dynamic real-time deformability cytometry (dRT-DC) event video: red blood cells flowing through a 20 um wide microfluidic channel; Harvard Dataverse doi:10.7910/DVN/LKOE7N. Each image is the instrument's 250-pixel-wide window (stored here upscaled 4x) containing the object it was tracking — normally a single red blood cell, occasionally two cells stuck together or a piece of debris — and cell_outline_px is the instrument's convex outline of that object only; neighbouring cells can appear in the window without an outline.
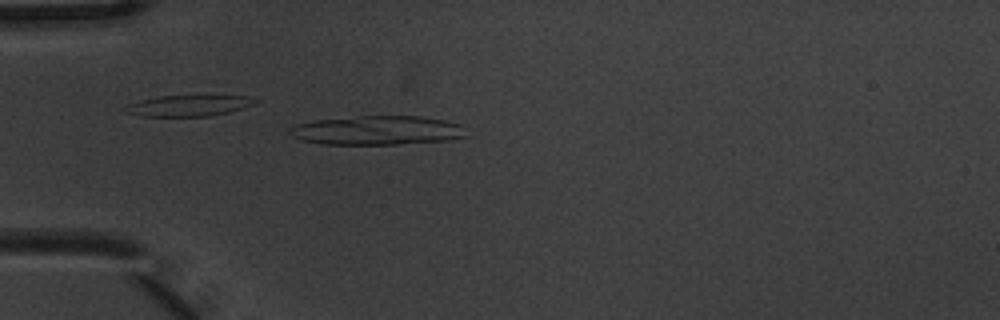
{"species": "common noctule bat (a hibernating species)", "species_latin": "Nyctalus noctula", "temperature_condition": "warm", "stored_images_in_passage": 3, "camera_frame_rate_fps": 3000, "um_per_image_px": 0.085, "animal": {"sex": "male", "body_mass_g": 20.1, "forearm_length_mm": 53.5}, "frame": {"image": 1, "passage_image": 3, "time_ms": 0.667, "image_size_px": [1000, 320], "cell_outline_px": [[468, 136], [452, 140], [396, 144], [320, 144], [304, 140], [292, 136], [288, 132], [288, 128], [296, 124], [312, 120], [360, 116], [424, 116], [444, 120], [460, 124]], "centroid_in_image_um": [32.07, 11.08], "position_along_channel_um": 52.9, "area_um2": 30.11}}